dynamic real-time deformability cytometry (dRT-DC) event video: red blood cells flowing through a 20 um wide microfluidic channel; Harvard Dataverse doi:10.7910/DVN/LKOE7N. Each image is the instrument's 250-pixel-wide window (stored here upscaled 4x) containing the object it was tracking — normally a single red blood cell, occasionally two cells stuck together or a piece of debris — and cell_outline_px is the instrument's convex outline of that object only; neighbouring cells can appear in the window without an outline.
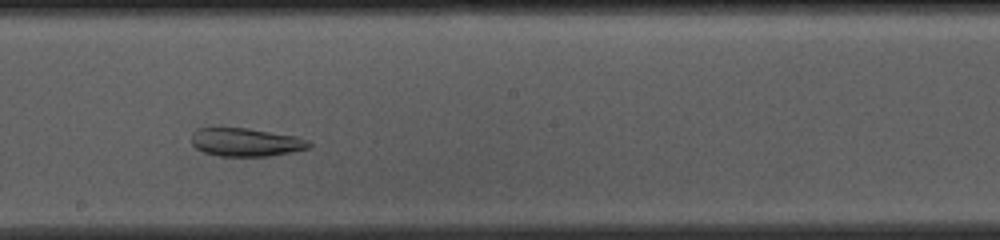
{"species": "common noctule bat (a hibernating species)", "species_latin": "Nyctalus noctula", "temperature_condition": "cold", "stored_images_in_passage": 39, "camera_frame_rate_fps": 3000, "um_per_image_px": 0.085, "animal": {"sex": "female", "body_mass_g": 10.0, "forearm_length_mm": 53.1}, "frame": {"image": 1, "passage_image": 23, "time_ms": 7.333, "image_size_px": [1000, 240], "cell_outline_px": [[312, 148], [292, 152], [268, 156], [220, 156], [204, 152], [196, 148], [192, 144], [192, 132], [196, 128], [212, 124], [248, 128], [296, 136], [308, 140], [312, 144]], "centroid_in_image_um": [20.84, 12.04], "position_along_channel_um": 227.4, "area_um2": 20.23}}
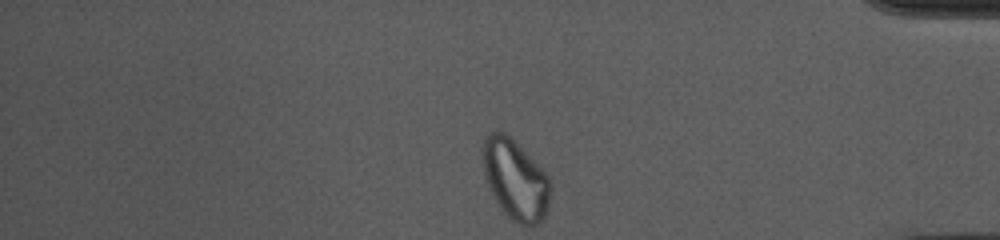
{"frame": {"image": 2, "passage_image": 39, "time_ms": 12.667, "image_size_px": [1000, 240], "cell_outline_px": [[552, 192], [548, 208], [544, 216], [536, 224], [520, 224], [512, 220], [504, 212], [496, 200], [488, 184], [484, 172], [484, 136], [488, 132], [504, 132], [552, 180]], "centroid_in_image_um": [43.84, 15.29], "position_along_channel_um": 391.4, "area_um2": 30.75}, "authors_computed_cell_mechanics": {"area_um2": 23.987, "velocity_mm_per_s": 3.6395, "shape_relaxation_time_tau1_ms": null, "shape_relaxation_time_tau2_ms": 2.235, "deformation_change_tau1": null, "deformation_change_tau2": 0.0611}}